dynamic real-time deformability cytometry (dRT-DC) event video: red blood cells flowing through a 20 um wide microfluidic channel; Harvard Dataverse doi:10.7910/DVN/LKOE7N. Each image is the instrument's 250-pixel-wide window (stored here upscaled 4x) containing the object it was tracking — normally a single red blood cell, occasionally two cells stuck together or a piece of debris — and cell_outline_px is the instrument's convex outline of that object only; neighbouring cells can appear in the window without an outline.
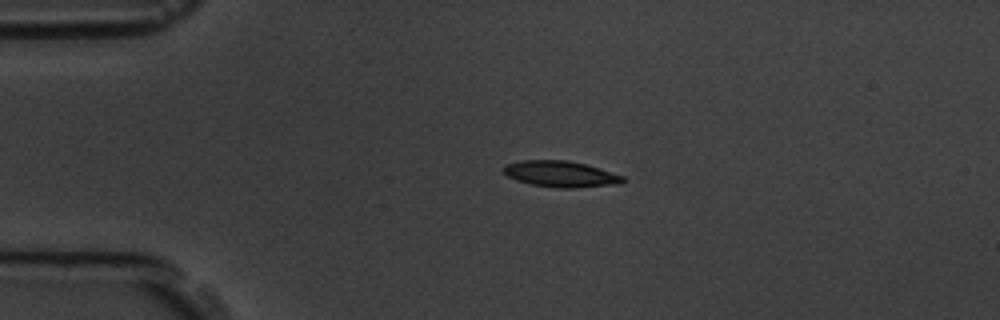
{"species": "common noctule bat (a hibernating species)", "species_latin": "Nyctalus noctula", "temperature_condition": "room temperature", "stored_images_in_passage": 2, "camera_frame_rate_fps": 3000, "um_per_image_px": 0.085, "animal": {"sex": "male", "body_mass_g": 19.5, "forearm_length_mm": 54.6}, "frame": {"image": 1, "passage_image": 1, "time_ms": 0.0, "image_size_px": [1000, 320], "cell_outline_px": [[628, 180], [620, 184], [576, 188], [556, 188], [532, 184], [516, 180], [508, 176], [504, 172], [504, 164], [520, 160], [568, 160], [584, 164], [624, 176]], "centroid_in_image_um": [47.67, 14.79], "position_along_channel_um": 37.3, "area_um2": 18.21}}